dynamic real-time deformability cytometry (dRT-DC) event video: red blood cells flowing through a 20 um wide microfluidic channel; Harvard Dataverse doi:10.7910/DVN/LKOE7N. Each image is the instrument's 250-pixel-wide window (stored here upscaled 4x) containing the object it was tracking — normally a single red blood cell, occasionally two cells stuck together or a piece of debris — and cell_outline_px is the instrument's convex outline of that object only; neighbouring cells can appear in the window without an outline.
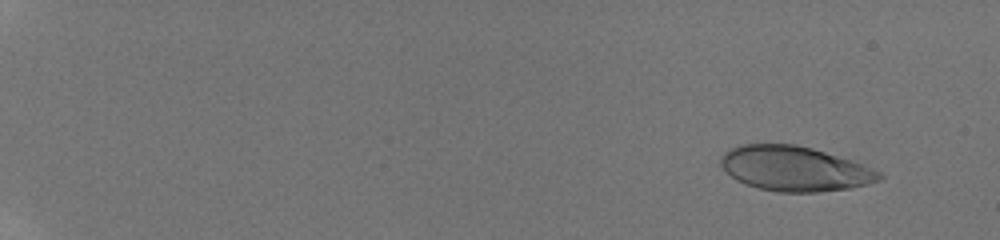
{"species": "human", "species_latin": "Homo sapiens", "temperature_condition": "room temperature", "stored_images_in_passage": 52, "camera_frame_rate_fps": 3000, "um_per_image_px": 0.085, "donor": {"sex": "male"}, "frame": {"image": 1, "passage_image": 5, "time_ms": 1.333, "image_size_px": [1000, 240], "cell_outline_px": [[884, 176], [880, 180], [868, 184], [848, 188], [816, 192], [776, 192], [744, 184], [736, 180], [720, 164], [720, 156], [728, 148], [740, 144], [796, 144], [812, 148], [852, 160], [872, 168], [880, 172]], "centroid_in_image_um": [67.52, 14.33], "position_along_channel_um": 17.5, "area_um2": 41.44}}
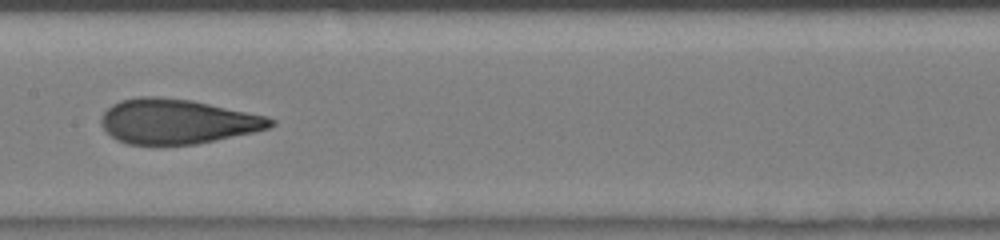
{"frame": {"image": 2, "passage_image": 31, "time_ms": 10.0, "image_size_px": [1000, 240], "cell_outline_px": [[276, 124], [268, 128], [252, 132], [216, 140], [196, 144], [128, 144], [116, 140], [100, 124], [100, 120], [104, 112], [112, 104], [120, 100], [140, 96], [160, 96], [192, 100], [268, 116], [276, 120]], "centroid_in_image_um": [15.07, 10.31], "position_along_channel_um": 192.3, "area_um2": 44.22}}
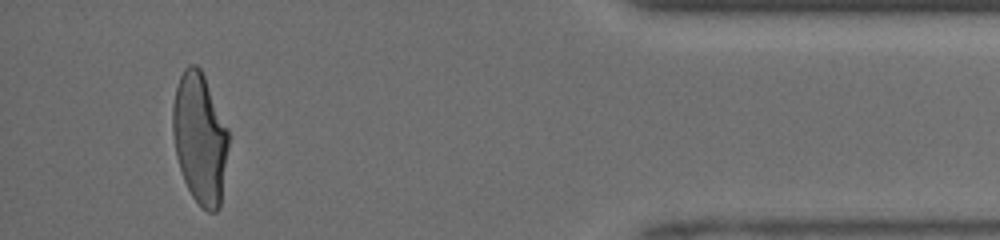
{"frame": {"image": 3, "passage_image": 50, "time_ms": 16.333, "image_size_px": [1000, 240], "cell_outline_px": [[228, 148], [220, 208], [216, 212], [208, 212], [192, 196], [184, 180], [176, 156], [172, 132], [172, 104], [176, 88], [180, 76], [184, 68], [188, 64], [196, 64], [200, 68], [204, 76], [228, 128]], "centroid_in_image_um": [16.98, 11.74], "position_along_channel_um": 418.2, "area_um2": 42.43}, "authors_computed_cell_mechanics": {"area_um2": 42.9454, "velocity_mm_per_s": 4.2183, "shape_relaxation_time_tau1_ms": 4.9481, "shape_relaxation_time_tau2_ms": 0.7755, "deformation_change_tau1": 0.2143, "deformation_change_tau2": 0.0777}}